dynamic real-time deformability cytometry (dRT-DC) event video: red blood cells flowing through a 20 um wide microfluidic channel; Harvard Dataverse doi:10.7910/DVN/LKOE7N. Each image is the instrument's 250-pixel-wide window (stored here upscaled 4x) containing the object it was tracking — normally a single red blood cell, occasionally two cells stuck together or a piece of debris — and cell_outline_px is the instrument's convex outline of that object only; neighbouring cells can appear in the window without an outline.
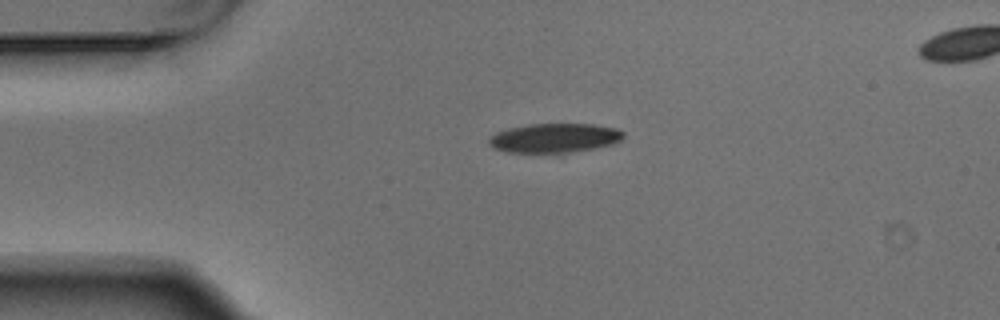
{"species": "Egyptian fruit bat (a non-hibernating species)", "species_latin": "Rousettus aegyptiacus", "temperature_condition": "warm", "stored_images_in_passage": 3, "segment_of_instrument_passage": [1, 2], "camera_frame_rate_fps": 3000, "um_per_image_px": 0.085, "animal": {"sex": "male"}, "frame": {"image": 1, "passage_image": 1, "time_ms": 0.0, "image_size_px": [1000, 320], "cell_outline_px": [[624, 136], [620, 140], [612, 144], [560, 156], [556, 156], [508, 152], [492, 148], [488, 144], [488, 140], [496, 132], [508, 128], [532, 124], [592, 124], [616, 128], [624, 132]], "centroid_in_image_um": [47.11, 11.79], "position_along_channel_um": 37.9, "area_um2": 23.93}}